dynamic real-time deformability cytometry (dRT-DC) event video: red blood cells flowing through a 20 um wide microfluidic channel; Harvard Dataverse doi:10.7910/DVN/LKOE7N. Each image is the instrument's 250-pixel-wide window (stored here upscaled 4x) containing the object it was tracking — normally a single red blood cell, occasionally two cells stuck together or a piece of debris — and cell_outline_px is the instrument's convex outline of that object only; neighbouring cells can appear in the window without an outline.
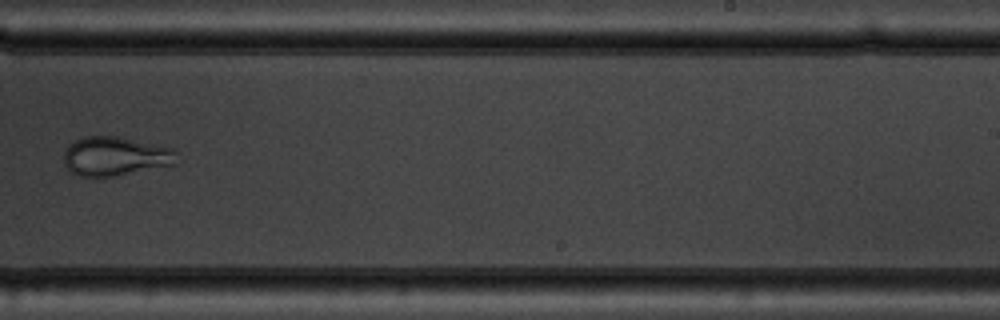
{"species": "common noctule bat (a hibernating species)", "species_latin": "Nyctalus noctula", "temperature_condition": "warm", "stored_images_in_passage": 10, "camera_frame_rate_fps": 3000, "um_per_image_px": 0.085, "animal": {"sex": "male", "body_mass_g": 19.5, "forearm_length_mm": 54.6}, "frame": {"image": 1, "passage_image": 10, "time_ms": 11.0, "image_size_px": [1000, 320], "cell_outline_px": [[180, 152], [176, 164], [112, 176], [80, 176], [72, 172], [64, 164], [64, 152], [68, 144], [72, 140], [84, 136], [116, 136], [172, 148]], "centroid_in_image_um": [9.8, 13.26], "position_along_channel_um": 279.2, "area_um2": 25.72}}